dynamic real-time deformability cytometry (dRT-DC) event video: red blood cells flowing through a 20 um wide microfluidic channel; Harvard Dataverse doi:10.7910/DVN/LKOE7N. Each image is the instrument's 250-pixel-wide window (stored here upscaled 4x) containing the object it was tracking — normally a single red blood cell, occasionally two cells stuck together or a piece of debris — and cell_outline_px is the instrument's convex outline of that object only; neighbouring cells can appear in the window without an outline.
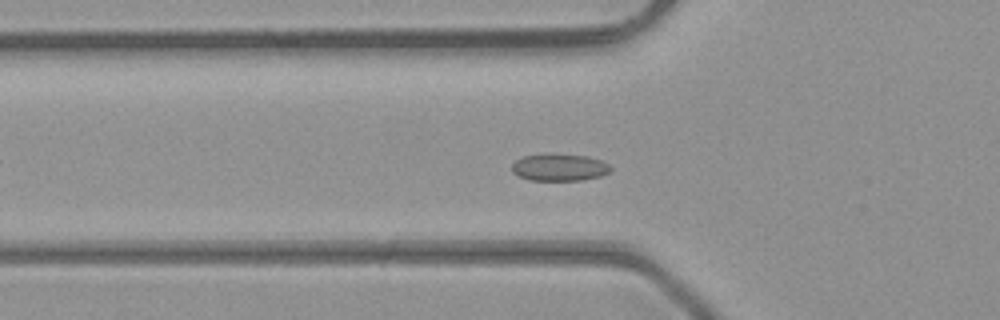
{"species": "common noctule bat (a hibernating species)", "species_latin": "Nyctalus noctula", "temperature_condition": "room temperature", "stored_images_in_passage": 45, "camera_frame_rate_fps": 3000, "um_per_image_px": 0.085, "animal": {"sex": "male", "body_mass_g": 23.1, "forearm_length_mm": 52.7}, "frame": {"image": 1, "passage_image": 13, "time_ms": 4.0, "image_size_px": [1000, 320], "cell_outline_px": [[612, 168], [608, 172], [600, 176], [580, 180], [528, 180], [512, 172], [512, 164], [516, 160], [524, 156], [548, 152], [588, 156], [600, 160], [608, 164]], "centroid_in_image_um": [47.52, 14.2], "position_along_channel_um": 78.3, "area_um2": 15.78}}
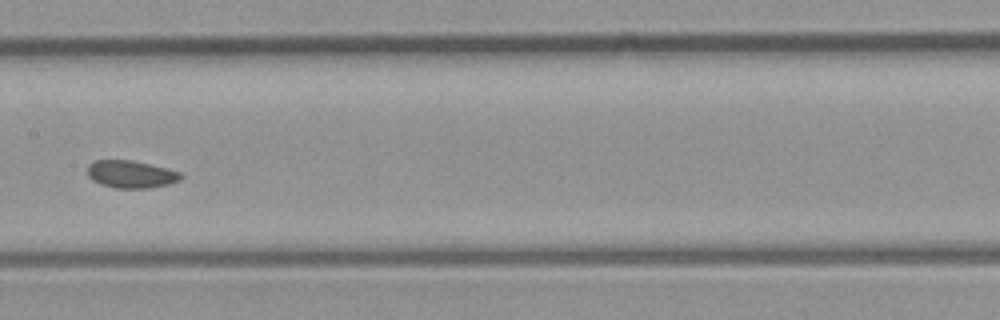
{"frame": {"image": 2, "passage_image": 21, "time_ms": 6.667, "image_size_px": [1000, 320], "cell_outline_px": [[184, 176], [180, 180], [168, 184], [148, 188], [116, 188], [100, 184], [92, 180], [88, 176], [88, 164], [92, 160], [132, 160], [180, 172]], "centroid_in_image_um": [11.1, 14.81], "position_along_channel_um": 196.3, "area_um2": 14.91}}
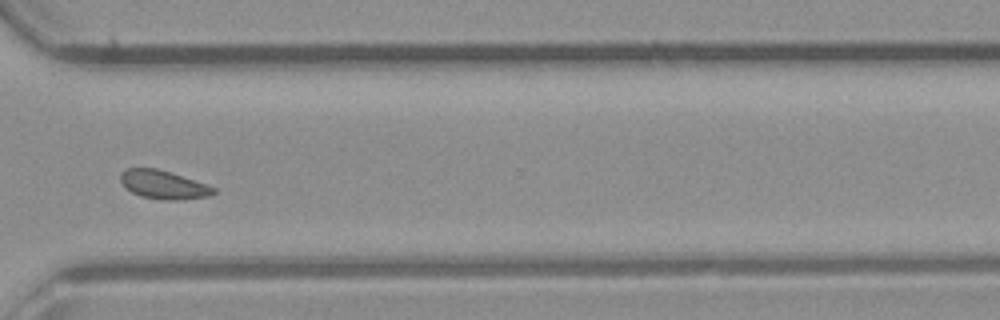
{"frame": {"image": 3, "passage_image": 32, "time_ms": 10.333, "image_size_px": [1000, 320], "cell_outline_px": [[216, 192], [208, 196], [180, 200], [164, 200], [140, 196], [124, 188], [120, 180], [120, 172], [124, 168], [156, 168], [216, 188]], "centroid_in_image_um": [13.82, 15.7], "position_along_channel_um": 356.8, "area_um2": 15.32}, "authors_computed_cell_mechanics": {"area_um2": 15.4326, "velocity_mm_per_s": 4.3828, "shape_relaxation_time_tau1_ms": null, "shape_relaxation_time_tau2_ms": 3.1561, "deformation_change_tau1": null, "deformation_change_tau2": 0.073}}